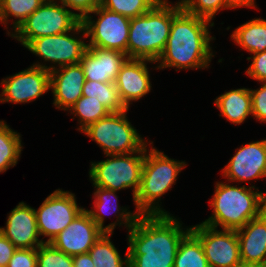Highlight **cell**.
<instances>
[{
    "label": "cell",
    "mask_w": 266,
    "mask_h": 267,
    "mask_svg": "<svg viewBox=\"0 0 266 267\" xmlns=\"http://www.w3.org/2000/svg\"><path fill=\"white\" fill-rule=\"evenodd\" d=\"M190 231L171 214L139 215L128 230V267H173L180 242Z\"/></svg>",
    "instance_id": "1"
},
{
    "label": "cell",
    "mask_w": 266,
    "mask_h": 267,
    "mask_svg": "<svg viewBox=\"0 0 266 267\" xmlns=\"http://www.w3.org/2000/svg\"><path fill=\"white\" fill-rule=\"evenodd\" d=\"M214 22L191 15L183 9L173 18L166 46L158 58V69H205L214 56L209 27Z\"/></svg>",
    "instance_id": "2"
},
{
    "label": "cell",
    "mask_w": 266,
    "mask_h": 267,
    "mask_svg": "<svg viewBox=\"0 0 266 267\" xmlns=\"http://www.w3.org/2000/svg\"><path fill=\"white\" fill-rule=\"evenodd\" d=\"M182 10L178 1L160 0L148 12L130 19L127 56L155 62L161 56L170 34L173 18Z\"/></svg>",
    "instance_id": "3"
},
{
    "label": "cell",
    "mask_w": 266,
    "mask_h": 267,
    "mask_svg": "<svg viewBox=\"0 0 266 267\" xmlns=\"http://www.w3.org/2000/svg\"><path fill=\"white\" fill-rule=\"evenodd\" d=\"M210 206L213 214L202 223L213 228L238 230L266 210V195L255 185L247 187L216 182ZM256 189V190H253Z\"/></svg>",
    "instance_id": "4"
},
{
    "label": "cell",
    "mask_w": 266,
    "mask_h": 267,
    "mask_svg": "<svg viewBox=\"0 0 266 267\" xmlns=\"http://www.w3.org/2000/svg\"><path fill=\"white\" fill-rule=\"evenodd\" d=\"M185 166V161L171 159L153 146L150 150L146 148L140 187L133 200L136 212L140 215L170 214L159 206V202Z\"/></svg>",
    "instance_id": "5"
},
{
    "label": "cell",
    "mask_w": 266,
    "mask_h": 267,
    "mask_svg": "<svg viewBox=\"0 0 266 267\" xmlns=\"http://www.w3.org/2000/svg\"><path fill=\"white\" fill-rule=\"evenodd\" d=\"M128 110L111 112L82 132L96 142L105 155L145 151L149 144L128 121L126 115Z\"/></svg>",
    "instance_id": "6"
},
{
    "label": "cell",
    "mask_w": 266,
    "mask_h": 267,
    "mask_svg": "<svg viewBox=\"0 0 266 267\" xmlns=\"http://www.w3.org/2000/svg\"><path fill=\"white\" fill-rule=\"evenodd\" d=\"M105 156L109 158L90 164L89 178L93 186L116 192L130 188L134 200L140 187L145 151Z\"/></svg>",
    "instance_id": "7"
},
{
    "label": "cell",
    "mask_w": 266,
    "mask_h": 267,
    "mask_svg": "<svg viewBox=\"0 0 266 267\" xmlns=\"http://www.w3.org/2000/svg\"><path fill=\"white\" fill-rule=\"evenodd\" d=\"M80 21L77 13L59 5L57 0H46L14 32L7 34L25 47L33 39L68 32Z\"/></svg>",
    "instance_id": "8"
},
{
    "label": "cell",
    "mask_w": 266,
    "mask_h": 267,
    "mask_svg": "<svg viewBox=\"0 0 266 267\" xmlns=\"http://www.w3.org/2000/svg\"><path fill=\"white\" fill-rule=\"evenodd\" d=\"M91 14L98 16L94 20ZM81 23L89 37L88 47L116 50L127 54L130 18L98 6L93 12L81 19Z\"/></svg>",
    "instance_id": "9"
},
{
    "label": "cell",
    "mask_w": 266,
    "mask_h": 267,
    "mask_svg": "<svg viewBox=\"0 0 266 267\" xmlns=\"http://www.w3.org/2000/svg\"><path fill=\"white\" fill-rule=\"evenodd\" d=\"M80 33L84 39L87 38L81 21L68 32L33 39L25 48L43 59L44 62L57 64L58 68L78 64L87 48V44L81 39L82 37L75 36Z\"/></svg>",
    "instance_id": "10"
},
{
    "label": "cell",
    "mask_w": 266,
    "mask_h": 267,
    "mask_svg": "<svg viewBox=\"0 0 266 267\" xmlns=\"http://www.w3.org/2000/svg\"><path fill=\"white\" fill-rule=\"evenodd\" d=\"M84 209L78 206L74 193L56 189L34 209L39 235L48 237L45 242L50 243Z\"/></svg>",
    "instance_id": "11"
},
{
    "label": "cell",
    "mask_w": 266,
    "mask_h": 267,
    "mask_svg": "<svg viewBox=\"0 0 266 267\" xmlns=\"http://www.w3.org/2000/svg\"><path fill=\"white\" fill-rule=\"evenodd\" d=\"M191 232L200 240L210 267H237L242 261L236 230L192 225Z\"/></svg>",
    "instance_id": "12"
},
{
    "label": "cell",
    "mask_w": 266,
    "mask_h": 267,
    "mask_svg": "<svg viewBox=\"0 0 266 267\" xmlns=\"http://www.w3.org/2000/svg\"><path fill=\"white\" fill-rule=\"evenodd\" d=\"M3 88L0 103H28L50 91V71L37 66H30L0 83Z\"/></svg>",
    "instance_id": "13"
},
{
    "label": "cell",
    "mask_w": 266,
    "mask_h": 267,
    "mask_svg": "<svg viewBox=\"0 0 266 267\" xmlns=\"http://www.w3.org/2000/svg\"><path fill=\"white\" fill-rule=\"evenodd\" d=\"M33 66L50 71V89L54 97L53 104L59 110L68 111L82 96L86 78L80 63L59 68L55 65L47 66L43 63H34Z\"/></svg>",
    "instance_id": "14"
},
{
    "label": "cell",
    "mask_w": 266,
    "mask_h": 267,
    "mask_svg": "<svg viewBox=\"0 0 266 267\" xmlns=\"http://www.w3.org/2000/svg\"><path fill=\"white\" fill-rule=\"evenodd\" d=\"M228 181L235 183L266 177V139L242 145L222 169Z\"/></svg>",
    "instance_id": "15"
},
{
    "label": "cell",
    "mask_w": 266,
    "mask_h": 267,
    "mask_svg": "<svg viewBox=\"0 0 266 267\" xmlns=\"http://www.w3.org/2000/svg\"><path fill=\"white\" fill-rule=\"evenodd\" d=\"M103 233L84 209L50 243L65 254L74 256L88 253Z\"/></svg>",
    "instance_id": "16"
},
{
    "label": "cell",
    "mask_w": 266,
    "mask_h": 267,
    "mask_svg": "<svg viewBox=\"0 0 266 267\" xmlns=\"http://www.w3.org/2000/svg\"><path fill=\"white\" fill-rule=\"evenodd\" d=\"M0 232L16 248L34 249L45 240H39L36 215L33 207L20 202L8 215L6 226Z\"/></svg>",
    "instance_id": "17"
},
{
    "label": "cell",
    "mask_w": 266,
    "mask_h": 267,
    "mask_svg": "<svg viewBox=\"0 0 266 267\" xmlns=\"http://www.w3.org/2000/svg\"><path fill=\"white\" fill-rule=\"evenodd\" d=\"M155 63L144 59H130L122 65L115 85L123 104L129 109L133 101L146 96L151 91L150 74L147 63Z\"/></svg>",
    "instance_id": "18"
},
{
    "label": "cell",
    "mask_w": 266,
    "mask_h": 267,
    "mask_svg": "<svg viewBox=\"0 0 266 267\" xmlns=\"http://www.w3.org/2000/svg\"><path fill=\"white\" fill-rule=\"evenodd\" d=\"M127 59V54L123 52L87 46L80 64L86 80L113 83Z\"/></svg>",
    "instance_id": "19"
},
{
    "label": "cell",
    "mask_w": 266,
    "mask_h": 267,
    "mask_svg": "<svg viewBox=\"0 0 266 267\" xmlns=\"http://www.w3.org/2000/svg\"><path fill=\"white\" fill-rule=\"evenodd\" d=\"M94 188H96L93 193V198L95 199L93 208L95 209H86V211L90 214L92 220L96 223V225L104 233H113V230L116 228L117 224H119L120 226L124 224L126 229L129 230L136 222L140 214L136 211L134 213H131L130 211H127L128 209H126V207H120L118 204V196L116 195V191L101 187ZM111 212L117 213V222L114 221L113 223L104 226V218L107 213Z\"/></svg>",
    "instance_id": "20"
},
{
    "label": "cell",
    "mask_w": 266,
    "mask_h": 267,
    "mask_svg": "<svg viewBox=\"0 0 266 267\" xmlns=\"http://www.w3.org/2000/svg\"><path fill=\"white\" fill-rule=\"evenodd\" d=\"M243 263L266 262V210L236 230Z\"/></svg>",
    "instance_id": "21"
},
{
    "label": "cell",
    "mask_w": 266,
    "mask_h": 267,
    "mask_svg": "<svg viewBox=\"0 0 266 267\" xmlns=\"http://www.w3.org/2000/svg\"><path fill=\"white\" fill-rule=\"evenodd\" d=\"M214 105L220 110V115L233 124H242L249 115L252 116V97L250 89H232L218 96Z\"/></svg>",
    "instance_id": "22"
},
{
    "label": "cell",
    "mask_w": 266,
    "mask_h": 267,
    "mask_svg": "<svg viewBox=\"0 0 266 267\" xmlns=\"http://www.w3.org/2000/svg\"><path fill=\"white\" fill-rule=\"evenodd\" d=\"M234 43L250 54L266 50V20L252 19L233 31L231 34Z\"/></svg>",
    "instance_id": "23"
},
{
    "label": "cell",
    "mask_w": 266,
    "mask_h": 267,
    "mask_svg": "<svg viewBox=\"0 0 266 267\" xmlns=\"http://www.w3.org/2000/svg\"><path fill=\"white\" fill-rule=\"evenodd\" d=\"M113 233H103L89 250L94 267H128V249L122 259L110 237Z\"/></svg>",
    "instance_id": "24"
},
{
    "label": "cell",
    "mask_w": 266,
    "mask_h": 267,
    "mask_svg": "<svg viewBox=\"0 0 266 267\" xmlns=\"http://www.w3.org/2000/svg\"><path fill=\"white\" fill-rule=\"evenodd\" d=\"M21 142L20 134L0 120V173L17 164L23 149Z\"/></svg>",
    "instance_id": "25"
},
{
    "label": "cell",
    "mask_w": 266,
    "mask_h": 267,
    "mask_svg": "<svg viewBox=\"0 0 266 267\" xmlns=\"http://www.w3.org/2000/svg\"><path fill=\"white\" fill-rule=\"evenodd\" d=\"M82 96H87L89 99L101 102L111 112H120L128 109L120 98L115 82L102 83L86 80L83 85Z\"/></svg>",
    "instance_id": "26"
},
{
    "label": "cell",
    "mask_w": 266,
    "mask_h": 267,
    "mask_svg": "<svg viewBox=\"0 0 266 267\" xmlns=\"http://www.w3.org/2000/svg\"><path fill=\"white\" fill-rule=\"evenodd\" d=\"M173 267H210L200 240L191 231L180 242Z\"/></svg>",
    "instance_id": "27"
},
{
    "label": "cell",
    "mask_w": 266,
    "mask_h": 267,
    "mask_svg": "<svg viewBox=\"0 0 266 267\" xmlns=\"http://www.w3.org/2000/svg\"><path fill=\"white\" fill-rule=\"evenodd\" d=\"M46 0H0V22L8 24L12 16L16 20L13 23V30L17 29L24 20L39 8Z\"/></svg>",
    "instance_id": "28"
},
{
    "label": "cell",
    "mask_w": 266,
    "mask_h": 267,
    "mask_svg": "<svg viewBox=\"0 0 266 267\" xmlns=\"http://www.w3.org/2000/svg\"><path fill=\"white\" fill-rule=\"evenodd\" d=\"M68 111L79 117L78 123H80V127L77 129L81 132L89 125L111 113L101 102L89 99L87 96H81Z\"/></svg>",
    "instance_id": "29"
},
{
    "label": "cell",
    "mask_w": 266,
    "mask_h": 267,
    "mask_svg": "<svg viewBox=\"0 0 266 267\" xmlns=\"http://www.w3.org/2000/svg\"><path fill=\"white\" fill-rule=\"evenodd\" d=\"M160 0H100V6L128 18L148 12Z\"/></svg>",
    "instance_id": "30"
},
{
    "label": "cell",
    "mask_w": 266,
    "mask_h": 267,
    "mask_svg": "<svg viewBox=\"0 0 266 267\" xmlns=\"http://www.w3.org/2000/svg\"><path fill=\"white\" fill-rule=\"evenodd\" d=\"M37 267H74L72 256L44 242L37 248Z\"/></svg>",
    "instance_id": "31"
},
{
    "label": "cell",
    "mask_w": 266,
    "mask_h": 267,
    "mask_svg": "<svg viewBox=\"0 0 266 267\" xmlns=\"http://www.w3.org/2000/svg\"><path fill=\"white\" fill-rule=\"evenodd\" d=\"M182 9L212 22L219 10L227 9L224 0H179Z\"/></svg>",
    "instance_id": "32"
},
{
    "label": "cell",
    "mask_w": 266,
    "mask_h": 267,
    "mask_svg": "<svg viewBox=\"0 0 266 267\" xmlns=\"http://www.w3.org/2000/svg\"><path fill=\"white\" fill-rule=\"evenodd\" d=\"M258 89H251L252 97V117L260 122H266V82Z\"/></svg>",
    "instance_id": "33"
},
{
    "label": "cell",
    "mask_w": 266,
    "mask_h": 267,
    "mask_svg": "<svg viewBox=\"0 0 266 267\" xmlns=\"http://www.w3.org/2000/svg\"><path fill=\"white\" fill-rule=\"evenodd\" d=\"M252 59L251 65L245 71L247 76L261 83L266 82V50L260 53H254L253 56L247 57V60Z\"/></svg>",
    "instance_id": "34"
},
{
    "label": "cell",
    "mask_w": 266,
    "mask_h": 267,
    "mask_svg": "<svg viewBox=\"0 0 266 267\" xmlns=\"http://www.w3.org/2000/svg\"><path fill=\"white\" fill-rule=\"evenodd\" d=\"M7 267H37V248H17Z\"/></svg>",
    "instance_id": "35"
},
{
    "label": "cell",
    "mask_w": 266,
    "mask_h": 267,
    "mask_svg": "<svg viewBox=\"0 0 266 267\" xmlns=\"http://www.w3.org/2000/svg\"><path fill=\"white\" fill-rule=\"evenodd\" d=\"M59 2L68 7L69 10L72 9L79 12L77 16L80 20L100 5V0H60Z\"/></svg>",
    "instance_id": "36"
},
{
    "label": "cell",
    "mask_w": 266,
    "mask_h": 267,
    "mask_svg": "<svg viewBox=\"0 0 266 267\" xmlns=\"http://www.w3.org/2000/svg\"><path fill=\"white\" fill-rule=\"evenodd\" d=\"M17 248L0 232V267H7Z\"/></svg>",
    "instance_id": "37"
},
{
    "label": "cell",
    "mask_w": 266,
    "mask_h": 267,
    "mask_svg": "<svg viewBox=\"0 0 266 267\" xmlns=\"http://www.w3.org/2000/svg\"><path fill=\"white\" fill-rule=\"evenodd\" d=\"M74 267H94V263L89 253L72 256Z\"/></svg>",
    "instance_id": "38"
},
{
    "label": "cell",
    "mask_w": 266,
    "mask_h": 267,
    "mask_svg": "<svg viewBox=\"0 0 266 267\" xmlns=\"http://www.w3.org/2000/svg\"><path fill=\"white\" fill-rule=\"evenodd\" d=\"M224 2L227 9L240 7L257 8V6L255 5V0H224Z\"/></svg>",
    "instance_id": "39"
},
{
    "label": "cell",
    "mask_w": 266,
    "mask_h": 267,
    "mask_svg": "<svg viewBox=\"0 0 266 267\" xmlns=\"http://www.w3.org/2000/svg\"><path fill=\"white\" fill-rule=\"evenodd\" d=\"M237 267H266V262H262V263H243V262H241Z\"/></svg>",
    "instance_id": "40"
}]
</instances>
